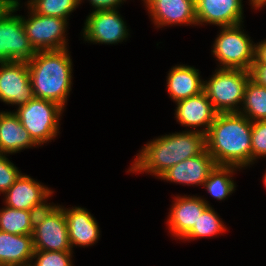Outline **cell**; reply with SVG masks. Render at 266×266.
<instances>
[{
  "label": "cell",
  "mask_w": 266,
  "mask_h": 266,
  "mask_svg": "<svg viewBox=\"0 0 266 266\" xmlns=\"http://www.w3.org/2000/svg\"><path fill=\"white\" fill-rule=\"evenodd\" d=\"M24 3L37 14L69 21L70 14L78 8L80 0H27Z\"/></svg>",
  "instance_id": "cell-26"
},
{
  "label": "cell",
  "mask_w": 266,
  "mask_h": 266,
  "mask_svg": "<svg viewBox=\"0 0 266 266\" xmlns=\"http://www.w3.org/2000/svg\"><path fill=\"white\" fill-rule=\"evenodd\" d=\"M38 145L13 111H0V154L12 155Z\"/></svg>",
  "instance_id": "cell-20"
},
{
  "label": "cell",
  "mask_w": 266,
  "mask_h": 266,
  "mask_svg": "<svg viewBox=\"0 0 266 266\" xmlns=\"http://www.w3.org/2000/svg\"><path fill=\"white\" fill-rule=\"evenodd\" d=\"M227 229L228 228L215 209L212 206H208L202 214L199 215L197 223L194 224L193 228L181 240H184L183 242H190L191 240L194 241L199 238L217 237L223 235Z\"/></svg>",
  "instance_id": "cell-25"
},
{
  "label": "cell",
  "mask_w": 266,
  "mask_h": 266,
  "mask_svg": "<svg viewBox=\"0 0 266 266\" xmlns=\"http://www.w3.org/2000/svg\"><path fill=\"white\" fill-rule=\"evenodd\" d=\"M251 133L252 122L246 116L218 113L206 134V149L216 165L250 168Z\"/></svg>",
  "instance_id": "cell-2"
},
{
  "label": "cell",
  "mask_w": 266,
  "mask_h": 266,
  "mask_svg": "<svg viewBox=\"0 0 266 266\" xmlns=\"http://www.w3.org/2000/svg\"><path fill=\"white\" fill-rule=\"evenodd\" d=\"M199 71V69L185 64H177L169 69L166 89L169 98L174 103L198 95L203 91L204 80Z\"/></svg>",
  "instance_id": "cell-19"
},
{
  "label": "cell",
  "mask_w": 266,
  "mask_h": 266,
  "mask_svg": "<svg viewBox=\"0 0 266 266\" xmlns=\"http://www.w3.org/2000/svg\"><path fill=\"white\" fill-rule=\"evenodd\" d=\"M244 24L220 27L212 45V55L219 69L250 71L255 60V42L245 33Z\"/></svg>",
  "instance_id": "cell-4"
},
{
  "label": "cell",
  "mask_w": 266,
  "mask_h": 266,
  "mask_svg": "<svg viewBox=\"0 0 266 266\" xmlns=\"http://www.w3.org/2000/svg\"><path fill=\"white\" fill-rule=\"evenodd\" d=\"M253 63H266V39L255 43V60Z\"/></svg>",
  "instance_id": "cell-32"
},
{
  "label": "cell",
  "mask_w": 266,
  "mask_h": 266,
  "mask_svg": "<svg viewBox=\"0 0 266 266\" xmlns=\"http://www.w3.org/2000/svg\"><path fill=\"white\" fill-rule=\"evenodd\" d=\"M155 27L198 26L195 0H141Z\"/></svg>",
  "instance_id": "cell-13"
},
{
  "label": "cell",
  "mask_w": 266,
  "mask_h": 266,
  "mask_svg": "<svg viewBox=\"0 0 266 266\" xmlns=\"http://www.w3.org/2000/svg\"><path fill=\"white\" fill-rule=\"evenodd\" d=\"M53 193L51 188L23 173L3 194V203L13 209L41 211L51 204L48 199Z\"/></svg>",
  "instance_id": "cell-12"
},
{
  "label": "cell",
  "mask_w": 266,
  "mask_h": 266,
  "mask_svg": "<svg viewBox=\"0 0 266 266\" xmlns=\"http://www.w3.org/2000/svg\"><path fill=\"white\" fill-rule=\"evenodd\" d=\"M16 0L13 8L0 19V62L29 61L36 51L30 45L20 15L15 14L22 8Z\"/></svg>",
  "instance_id": "cell-9"
},
{
  "label": "cell",
  "mask_w": 266,
  "mask_h": 266,
  "mask_svg": "<svg viewBox=\"0 0 266 266\" xmlns=\"http://www.w3.org/2000/svg\"><path fill=\"white\" fill-rule=\"evenodd\" d=\"M32 236L34 250L73 251L65 214L58 203H51L46 209L36 213Z\"/></svg>",
  "instance_id": "cell-8"
},
{
  "label": "cell",
  "mask_w": 266,
  "mask_h": 266,
  "mask_svg": "<svg viewBox=\"0 0 266 266\" xmlns=\"http://www.w3.org/2000/svg\"><path fill=\"white\" fill-rule=\"evenodd\" d=\"M16 0H0V19L10 11Z\"/></svg>",
  "instance_id": "cell-33"
},
{
  "label": "cell",
  "mask_w": 266,
  "mask_h": 266,
  "mask_svg": "<svg viewBox=\"0 0 266 266\" xmlns=\"http://www.w3.org/2000/svg\"><path fill=\"white\" fill-rule=\"evenodd\" d=\"M240 170L234 166L216 165L202 187L214 199L224 201L236 190V183L232 178Z\"/></svg>",
  "instance_id": "cell-22"
},
{
  "label": "cell",
  "mask_w": 266,
  "mask_h": 266,
  "mask_svg": "<svg viewBox=\"0 0 266 266\" xmlns=\"http://www.w3.org/2000/svg\"><path fill=\"white\" fill-rule=\"evenodd\" d=\"M243 0H195L197 25L217 27L244 23Z\"/></svg>",
  "instance_id": "cell-16"
},
{
  "label": "cell",
  "mask_w": 266,
  "mask_h": 266,
  "mask_svg": "<svg viewBox=\"0 0 266 266\" xmlns=\"http://www.w3.org/2000/svg\"><path fill=\"white\" fill-rule=\"evenodd\" d=\"M34 98L26 61L0 62V101L22 106Z\"/></svg>",
  "instance_id": "cell-11"
},
{
  "label": "cell",
  "mask_w": 266,
  "mask_h": 266,
  "mask_svg": "<svg viewBox=\"0 0 266 266\" xmlns=\"http://www.w3.org/2000/svg\"><path fill=\"white\" fill-rule=\"evenodd\" d=\"M203 196L177 195L166 219L169 233L176 240H181L197 223L199 215L211 206ZM178 238V239H177Z\"/></svg>",
  "instance_id": "cell-14"
},
{
  "label": "cell",
  "mask_w": 266,
  "mask_h": 266,
  "mask_svg": "<svg viewBox=\"0 0 266 266\" xmlns=\"http://www.w3.org/2000/svg\"><path fill=\"white\" fill-rule=\"evenodd\" d=\"M65 110L55 102L33 98L25 105L17 107L14 114L38 145L52 142L60 134L59 123Z\"/></svg>",
  "instance_id": "cell-6"
},
{
  "label": "cell",
  "mask_w": 266,
  "mask_h": 266,
  "mask_svg": "<svg viewBox=\"0 0 266 266\" xmlns=\"http://www.w3.org/2000/svg\"><path fill=\"white\" fill-rule=\"evenodd\" d=\"M239 114L246 116L251 122L266 120V87L258 85L250 78L245 87Z\"/></svg>",
  "instance_id": "cell-24"
},
{
  "label": "cell",
  "mask_w": 266,
  "mask_h": 266,
  "mask_svg": "<svg viewBox=\"0 0 266 266\" xmlns=\"http://www.w3.org/2000/svg\"><path fill=\"white\" fill-rule=\"evenodd\" d=\"M84 42L116 45L127 41L130 30L118 9L95 10L86 16L82 28Z\"/></svg>",
  "instance_id": "cell-10"
},
{
  "label": "cell",
  "mask_w": 266,
  "mask_h": 266,
  "mask_svg": "<svg viewBox=\"0 0 266 266\" xmlns=\"http://www.w3.org/2000/svg\"><path fill=\"white\" fill-rule=\"evenodd\" d=\"M141 148L126 172L159 178L179 162L201 154L206 149V135L182 130L155 137Z\"/></svg>",
  "instance_id": "cell-1"
},
{
  "label": "cell",
  "mask_w": 266,
  "mask_h": 266,
  "mask_svg": "<svg viewBox=\"0 0 266 266\" xmlns=\"http://www.w3.org/2000/svg\"><path fill=\"white\" fill-rule=\"evenodd\" d=\"M69 48L36 51L27 61L34 98L52 101L64 110L73 85V62Z\"/></svg>",
  "instance_id": "cell-3"
},
{
  "label": "cell",
  "mask_w": 266,
  "mask_h": 266,
  "mask_svg": "<svg viewBox=\"0 0 266 266\" xmlns=\"http://www.w3.org/2000/svg\"><path fill=\"white\" fill-rule=\"evenodd\" d=\"M250 73L252 80L266 87V63H253Z\"/></svg>",
  "instance_id": "cell-31"
},
{
  "label": "cell",
  "mask_w": 266,
  "mask_h": 266,
  "mask_svg": "<svg viewBox=\"0 0 266 266\" xmlns=\"http://www.w3.org/2000/svg\"><path fill=\"white\" fill-rule=\"evenodd\" d=\"M216 166L213 157L205 149L201 154L179 162L158 179L187 186H203L210 171Z\"/></svg>",
  "instance_id": "cell-18"
},
{
  "label": "cell",
  "mask_w": 266,
  "mask_h": 266,
  "mask_svg": "<svg viewBox=\"0 0 266 266\" xmlns=\"http://www.w3.org/2000/svg\"><path fill=\"white\" fill-rule=\"evenodd\" d=\"M250 78V71L216 68L204 81L203 91L218 113H239Z\"/></svg>",
  "instance_id": "cell-5"
},
{
  "label": "cell",
  "mask_w": 266,
  "mask_h": 266,
  "mask_svg": "<svg viewBox=\"0 0 266 266\" xmlns=\"http://www.w3.org/2000/svg\"><path fill=\"white\" fill-rule=\"evenodd\" d=\"M252 166L266 157V120L253 121L251 133Z\"/></svg>",
  "instance_id": "cell-28"
},
{
  "label": "cell",
  "mask_w": 266,
  "mask_h": 266,
  "mask_svg": "<svg viewBox=\"0 0 266 266\" xmlns=\"http://www.w3.org/2000/svg\"><path fill=\"white\" fill-rule=\"evenodd\" d=\"M7 154H0V195L4 194L22 174Z\"/></svg>",
  "instance_id": "cell-29"
},
{
  "label": "cell",
  "mask_w": 266,
  "mask_h": 266,
  "mask_svg": "<svg viewBox=\"0 0 266 266\" xmlns=\"http://www.w3.org/2000/svg\"><path fill=\"white\" fill-rule=\"evenodd\" d=\"M85 0H80V4ZM89 4L93 7L92 11L95 10H106V9H120L121 4L126 0H87Z\"/></svg>",
  "instance_id": "cell-30"
},
{
  "label": "cell",
  "mask_w": 266,
  "mask_h": 266,
  "mask_svg": "<svg viewBox=\"0 0 266 266\" xmlns=\"http://www.w3.org/2000/svg\"><path fill=\"white\" fill-rule=\"evenodd\" d=\"M63 209L68 229V237L72 250L73 247H91L100 238L101 231L93 215L81 206L64 207Z\"/></svg>",
  "instance_id": "cell-17"
},
{
  "label": "cell",
  "mask_w": 266,
  "mask_h": 266,
  "mask_svg": "<svg viewBox=\"0 0 266 266\" xmlns=\"http://www.w3.org/2000/svg\"><path fill=\"white\" fill-rule=\"evenodd\" d=\"M37 212L3 206L0 209V231L16 235H32Z\"/></svg>",
  "instance_id": "cell-23"
},
{
  "label": "cell",
  "mask_w": 266,
  "mask_h": 266,
  "mask_svg": "<svg viewBox=\"0 0 266 266\" xmlns=\"http://www.w3.org/2000/svg\"><path fill=\"white\" fill-rule=\"evenodd\" d=\"M34 251L32 235L0 231V266H30Z\"/></svg>",
  "instance_id": "cell-21"
},
{
  "label": "cell",
  "mask_w": 266,
  "mask_h": 266,
  "mask_svg": "<svg viewBox=\"0 0 266 266\" xmlns=\"http://www.w3.org/2000/svg\"><path fill=\"white\" fill-rule=\"evenodd\" d=\"M249 5L251 6V9L254 10H263V7L266 6V0H248Z\"/></svg>",
  "instance_id": "cell-34"
},
{
  "label": "cell",
  "mask_w": 266,
  "mask_h": 266,
  "mask_svg": "<svg viewBox=\"0 0 266 266\" xmlns=\"http://www.w3.org/2000/svg\"><path fill=\"white\" fill-rule=\"evenodd\" d=\"M73 253V251L35 250L30 266H73Z\"/></svg>",
  "instance_id": "cell-27"
},
{
  "label": "cell",
  "mask_w": 266,
  "mask_h": 266,
  "mask_svg": "<svg viewBox=\"0 0 266 266\" xmlns=\"http://www.w3.org/2000/svg\"><path fill=\"white\" fill-rule=\"evenodd\" d=\"M24 5L27 7L28 15L20 17L30 45L35 51L69 48L66 34L69 25L67 19L37 14L26 3Z\"/></svg>",
  "instance_id": "cell-7"
},
{
  "label": "cell",
  "mask_w": 266,
  "mask_h": 266,
  "mask_svg": "<svg viewBox=\"0 0 266 266\" xmlns=\"http://www.w3.org/2000/svg\"><path fill=\"white\" fill-rule=\"evenodd\" d=\"M263 176V184L266 188V170H265V173L262 175Z\"/></svg>",
  "instance_id": "cell-35"
},
{
  "label": "cell",
  "mask_w": 266,
  "mask_h": 266,
  "mask_svg": "<svg viewBox=\"0 0 266 266\" xmlns=\"http://www.w3.org/2000/svg\"><path fill=\"white\" fill-rule=\"evenodd\" d=\"M175 104V120L181 126L189 128L185 130L201 132L205 135L218 114L204 91Z\"/></svg>",
  "instance_id": "cell-15"
}]
</instances>
